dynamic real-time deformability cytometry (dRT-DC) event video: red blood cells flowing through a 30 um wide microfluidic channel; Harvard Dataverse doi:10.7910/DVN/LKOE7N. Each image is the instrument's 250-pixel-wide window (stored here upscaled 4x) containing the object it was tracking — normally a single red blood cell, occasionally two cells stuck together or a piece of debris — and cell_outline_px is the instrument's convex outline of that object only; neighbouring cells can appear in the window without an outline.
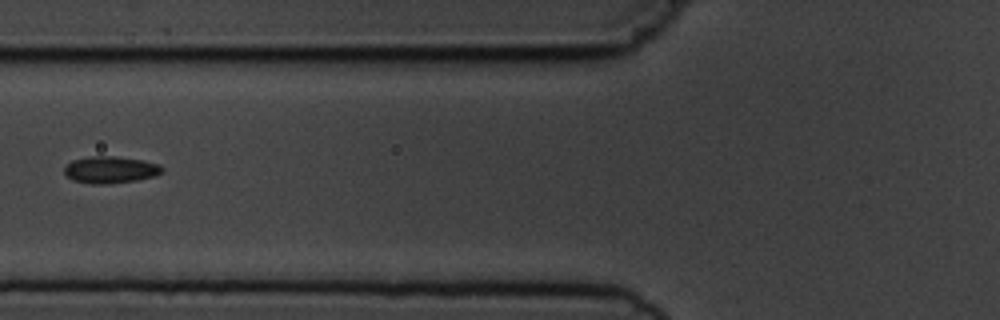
{"species": "common noctule bat (a hibernating species)", "species_latin": "Nyctalus noctula", "temperature_condition": "cold", "stored_images_in_passage": 2, "camera_frame_rate_fps": 3000, "um_per_image_px": 0.085, "animal": {"sex": "male", "body_mass_g": 19.5, "forearm_length_mm": 54.6}, "frame": {"image": 1, "passage_image": 2, "time_ms": 1.0, "image_size_px": [1000, 320], "cell_outline_px": [[164, 172], [156, 176], [136, 180], [104, 184], [92, 184], [72, 180], [64, 172], [64, 164], [72, 160], [88, 156], [116, 156], [144, 160], [160, 164], [164, 168]], "centroid_in_image_um": [9.4, 14.41], "position_along_channel_um": 116.4, "area_um2": 15.61}}